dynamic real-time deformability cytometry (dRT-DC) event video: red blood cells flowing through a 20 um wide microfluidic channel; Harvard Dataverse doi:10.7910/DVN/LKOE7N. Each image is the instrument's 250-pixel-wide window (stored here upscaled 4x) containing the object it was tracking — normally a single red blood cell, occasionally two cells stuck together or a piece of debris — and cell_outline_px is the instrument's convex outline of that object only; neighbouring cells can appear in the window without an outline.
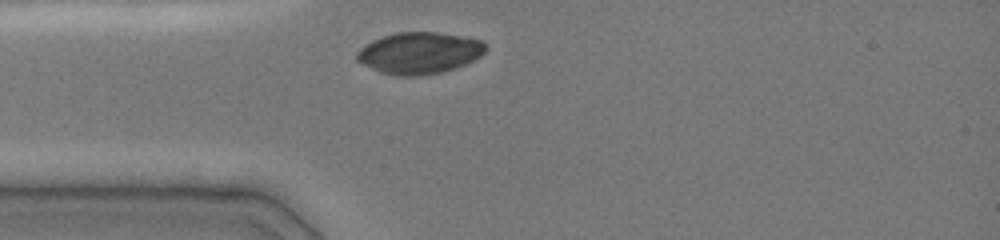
{"species": "common noctule bat (a hibernating species)", "species_latin": "Nyctalus noctula", "temperature_condition": "cold", "stored_images_in_passage": 3, "camera_frame_rate_fps": 3000, "um_per_image_px": 0.085, "animal": {"sex": "female", "body_mass_g": 19.0, "forearm_length_mm": 51.5}, "frame": {"image": 1, "passage_image": 1, "time_ms": 0.0, "image_size_px": [1000, 240], "cell_outline_px": [[488, 48], [480, 56], [456, 68], [444, 72], [412, 76], [400, 76], [380, 72], [356, 60], [356, 52], [364, 44], [372, 40], [396, 32], [436, 32], [464, 36], [484, 40]], "centroid_in_image_um": [35.66, 4.49], "position_along_channel_um": 49.3, "area_um2": 31.33}}
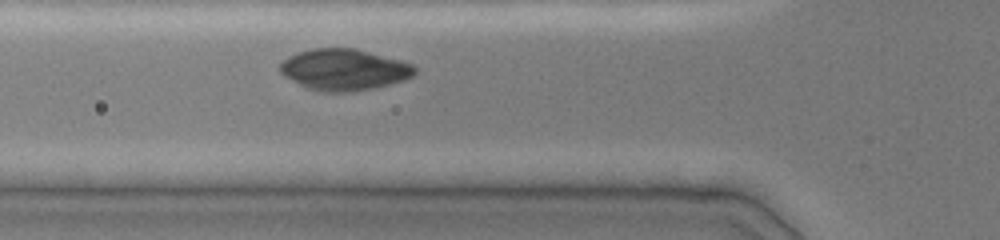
{"frame": {"image": 2, "passage_image": 3, "time_ms": 1.333, "image_size_px": [1000, 240], "cell_outline_px": [[416, 72], [412, 76], [376, 88], [344, 92], [324, 92], [308, 88], [284, 76], [280, 72], [280, 64], [288, 56], [312, 48], [356, 48], [404, 60], [412, 64], [416, 68]], "centroid_in_image_um": [29.26, 5.9], "position_along_channel_um": 96.5, "area_um2": 32.37}}